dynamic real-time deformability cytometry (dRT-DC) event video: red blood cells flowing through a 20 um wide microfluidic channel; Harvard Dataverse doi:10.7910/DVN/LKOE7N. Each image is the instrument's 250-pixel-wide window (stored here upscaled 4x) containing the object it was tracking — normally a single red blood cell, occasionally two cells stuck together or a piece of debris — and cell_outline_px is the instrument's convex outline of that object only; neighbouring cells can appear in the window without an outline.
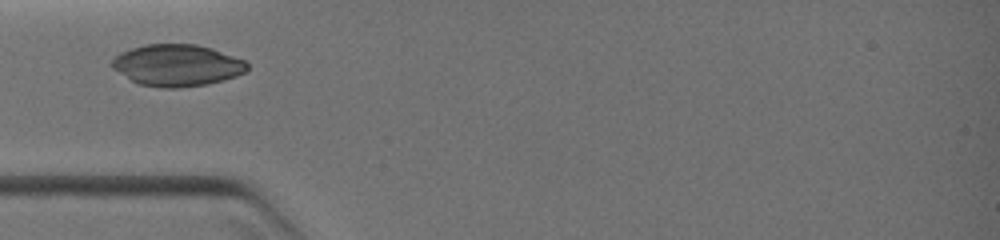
{"species": "common noctule bat (a hibernating species)", "species_latin": "Nyctalus noctula", "temperature_condition": "warm", "stored_images_in_passage": 17, "camera_frame_rate_fps": 3000, "um_per_image_px": 0.085, "animal": {"sex": "female", "body_mass_g": 19.0, "forearm_length_mm": 51.5}, "frame": {"image": 1, "passage_image": 1, "time_ms": 0.0, "image_size_px": [1000, 240], "cell_outline_px": [[248, 68], [244, 72], [236, 76], [224, 80], [208, 84], [180, 88], [164, 88], [140, 84], [132, 80], [112, 68], [112, 60], [120, 52], [144, 44], [196, 44], [212, 48], [244, 60], [248, 64]], "centroid_in_image_um": [15.06, 5.55], "position_along_channel_um": 69.9, "area_um2": 32.77}}
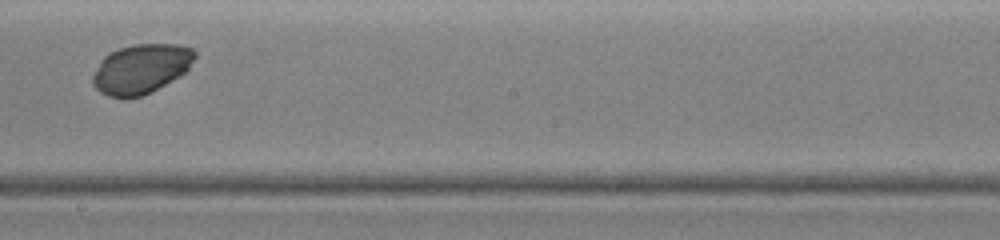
{"frame": {"image": 2, "passage_image": 7, "time_ms": 3.333, "image_size_px": [1000, 240], "cell_outline_px": [[196, 56], [188, 68], [180, 76], [140, 96], [108, 96], [100, 92], [92, 84], [92, 76], [100, 60], [108, 52], [116, 48], [132, 44], [180, 44], [192, 48], [196, 52]], "centroid_in_image_um": [11.97, 5.8], "position_along_channel_um": 236.2, "area_um2": 29.25}}
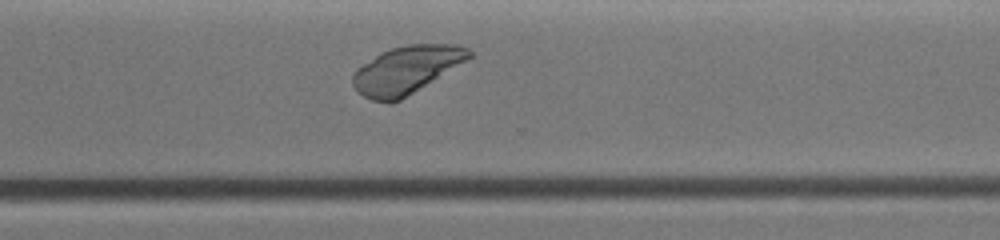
{"frame": {"image": 3, "passage_image": 13, "time_ms": 5.333, "image_size_px": [1000, 240], "cell_outline_px": [[472, 56], [468, 60], [400, 100], [372, 100], [364, 96], [352, 84], [352, 72], [356, 68], [380, 52], [392, 48], [408, 44], [452, 44], [468, 48], [472, 52]], "centroid_in_image_um": [34.54, 5.9], "position_along_channel_um": 336.1, "area_um2": 31.85}}